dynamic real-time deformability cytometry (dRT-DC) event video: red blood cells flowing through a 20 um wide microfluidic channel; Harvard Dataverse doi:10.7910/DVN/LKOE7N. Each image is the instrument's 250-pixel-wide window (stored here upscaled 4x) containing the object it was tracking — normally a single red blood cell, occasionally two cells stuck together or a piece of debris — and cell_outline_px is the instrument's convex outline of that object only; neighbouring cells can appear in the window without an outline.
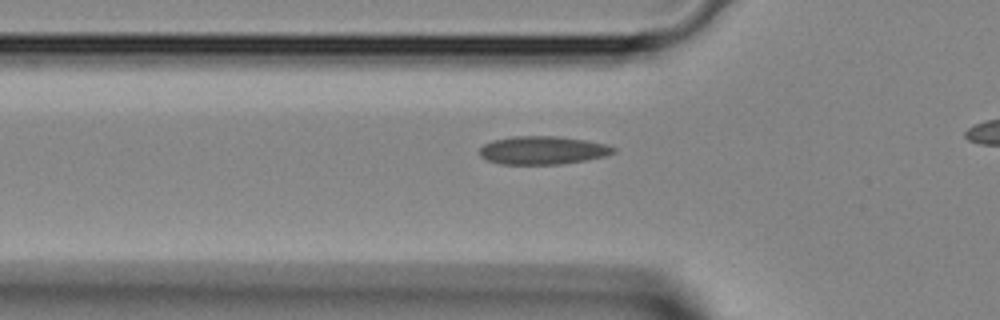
{"species": "Egyptian fruit bat (a non-hibernating species)", "species_latin": "Rousettus aegyptiacus", "temperature_condition": "room temperature", "stored_images_in_passage": 35, "camera_frame_rate_fps": 3000, "um_per_image_px": 0.085, "animal": {"sex": "female"}, "frame": {"image": 1, "passage_image": 10, "time_ms": 3.0, "image_size_px": [1000, 320], "cell_outline_px": [[616, 152], [604, 156], [584, 160], [560, 164], [500, 164], [488, 160], [480, 156], [480, 148], [484, 144], [492, 140], [512, 136], [560, 136], [584, 140], [604, 144], [616, 148]], "centroid_in_image_um": [46.1, 12.77], "position_along_channel_um": 79.7, "area_um2": 21.91}}
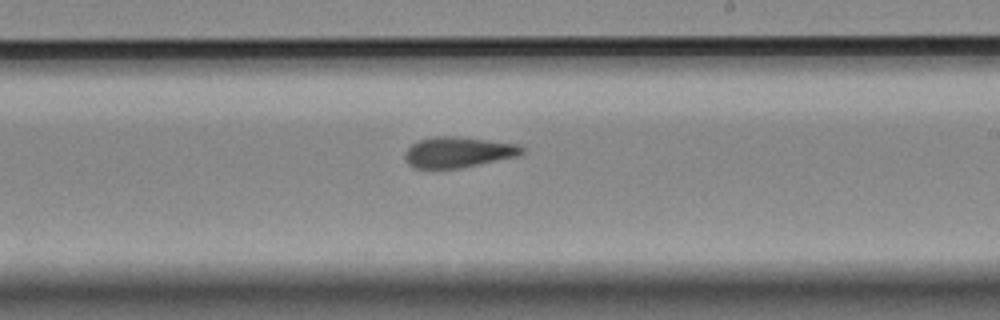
{"frame": {"image": 2, "passage_image": 21, "time_ms": 6.667, "image_size_px": [1000, 320], "cell_outline_px": [[524, 152], [520, 156], [460, 168], [412, 168], [408, 164], [404, 156], [404, 152], [412, 144], [420, 140], [440, 136], [456, 136], [516, 144], [524, 148]], "centroid_in_image_um": [38.94, 12.95], "position_along_channel_um": 250.1, "area_um2": 20.81}}
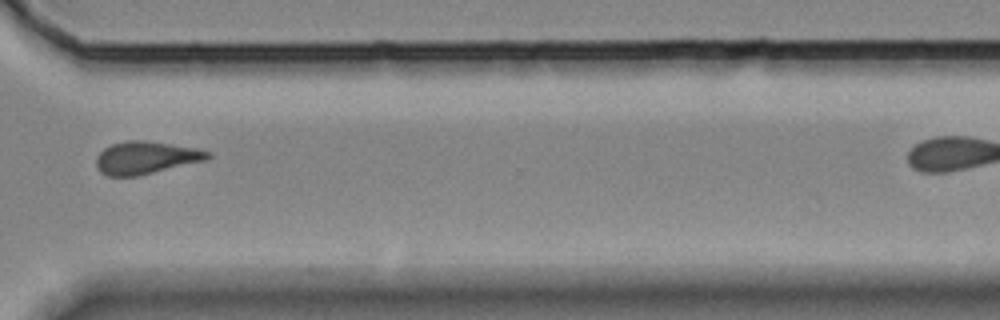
{"frame": {"image": 3, "passage_image": 28, "time_ms": 9.0, "image_size_px": [1000, 320], "cell_outline_px": [[212, 156], [208, 160], [140, 176], [108, 176], [100, 172], [96, 168], [96, 156], [104, 148], [112, 144], [128, 140], [144, 140], [196, 148], [212, 152]], "centroid_in_image_um": [12.42, 13.42], "position_along_channel_um": 358.2, "area_um2": 21.5}}